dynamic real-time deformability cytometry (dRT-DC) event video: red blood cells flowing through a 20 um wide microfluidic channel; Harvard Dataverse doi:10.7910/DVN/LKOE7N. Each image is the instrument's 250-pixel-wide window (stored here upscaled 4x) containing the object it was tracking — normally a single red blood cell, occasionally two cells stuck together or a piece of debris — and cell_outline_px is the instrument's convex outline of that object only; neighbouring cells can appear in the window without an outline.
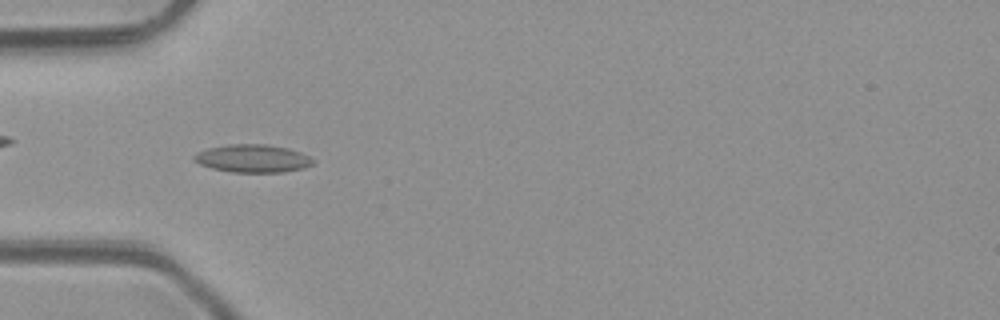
{"species": "common noctule bat (a hibernating species)", "species_latin": "Nyctalus noctula", "temperature_condition": "room temperature", "stored_images_in_passage": 5, "camera_frame_rate_fps": 3000, "um_per_image_px": 0.085, "animal": {"sex": "male", "body_mass_g": 23.1, "forearm_length_mm": 52.7}, "frame": {"image": 1, "passage_image": 4, "time_ms": 4.333, "image_size_px": [1000, 320], "cell_outline_px": [[316, 160], [312, 164], [304, 168], [284, 172], [232, 172], [212, 168], [200, 164], [192, 160], [192, 156], [196, 152], [208, 148], [228, 144], [268, 144], [288, 148], [300, 152]], "centroid_in_image_um": [21.47, 13.46], "position_along_channel_um": 63.5, "area_um2": 19.48}}
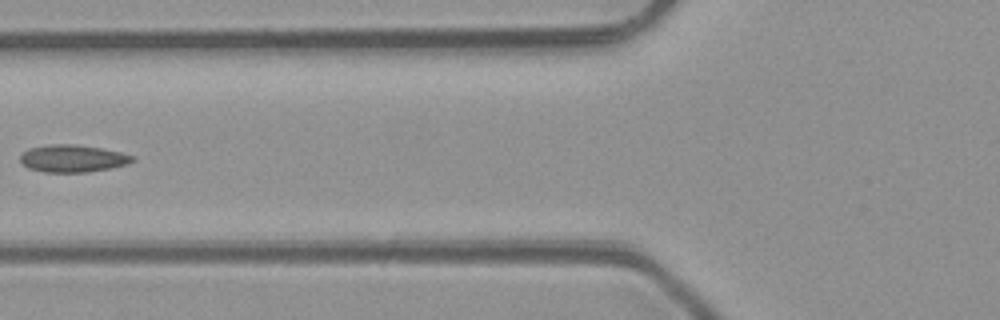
{"frame": {"image": 2, "passage_image": 5, "time_ms": 5.667, "image_size_px": [1000, 320], "cell_outline_px": [[136, 160], [128, 164], [112, 168], [88, 172], [44, 172], [28, 168], [20, 160], [20, 156], [28, 148], [48, 144], [76, 144], [100, 148], [120, 152], [136, 156]], "centroid_in_image_um": [6.21, 13.47], "position_along_channel_um": 119.6, "area_um2": 18.03}}